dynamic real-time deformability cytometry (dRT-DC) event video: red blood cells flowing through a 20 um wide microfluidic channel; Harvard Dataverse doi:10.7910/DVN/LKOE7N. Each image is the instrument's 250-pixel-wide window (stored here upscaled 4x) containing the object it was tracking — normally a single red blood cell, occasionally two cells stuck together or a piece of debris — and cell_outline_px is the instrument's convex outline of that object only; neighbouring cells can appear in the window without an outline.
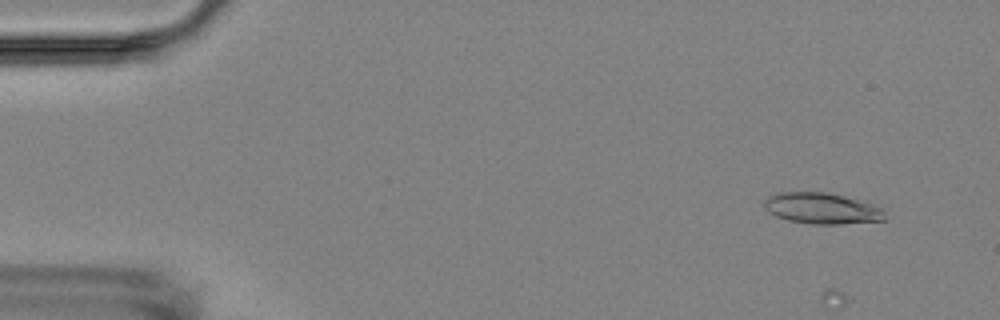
{"species": "Egyptian fruit bat (a non-hibernating species)", "species_latin": "Rousettus aegyptiacus", "temperature_condition": "room temperature", "stored_images_in_passage": 5, "camera_frame_rate_fps": 3000, "um_per_image_px": 0.085, "animal": {"sex": "female"}, "frame": {"image": 1, "passage_image": 2, "time_ms": 1.0, "image_size_px": [1000, 320], "cell_outline_px": [[888, 220], [840, 224], [808, 224], [788, 220], [776, 216], [768, 212], [764, 208], [764, 200], [768, 196], [780, 192], [824, 192], [864, 200], [884, 208]], "centroid_in_image_um": [69.92, 17.71], "position_along_channel_um": 15.1, "area_um2": 22.31}}